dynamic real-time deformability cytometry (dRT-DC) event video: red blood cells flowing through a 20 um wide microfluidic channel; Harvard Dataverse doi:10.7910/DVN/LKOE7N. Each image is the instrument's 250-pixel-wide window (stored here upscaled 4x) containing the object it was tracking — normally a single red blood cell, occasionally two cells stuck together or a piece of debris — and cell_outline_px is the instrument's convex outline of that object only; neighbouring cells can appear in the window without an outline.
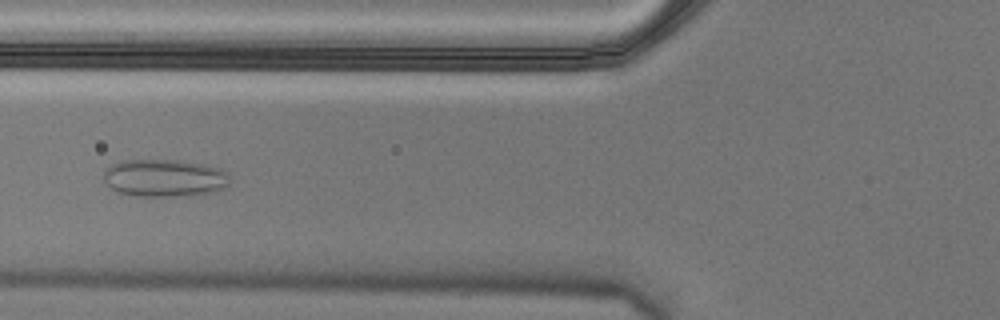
{"species": "Egyptian fruit bat (a non-hibernating species)", "species_latin": "Rousettus aegyptiacus", "temperature_condition": "cold", "stored_images_in_passage": 9, "camera_frame_rate_fps": 3000, "um_per_image_px": 0.085, "animal": {"sex": "male"}, "frame": {"image": 1, "passage_image": 6, "time_ms": 1.667, "image_size_px": [1000, 320], "cell_outline_px": [[228, 184], [224, 188], [212, 192], [184, 196], [136, 196], [116, 192], [104, 180], [104, 168], [120, 160], [180, 160], [204, 164], [220, 168], [228, 172]], "centroid_in_image_um": [13.96, 15.12], "position_along_channel_um": 111.8, "area_um2": 27.8}}